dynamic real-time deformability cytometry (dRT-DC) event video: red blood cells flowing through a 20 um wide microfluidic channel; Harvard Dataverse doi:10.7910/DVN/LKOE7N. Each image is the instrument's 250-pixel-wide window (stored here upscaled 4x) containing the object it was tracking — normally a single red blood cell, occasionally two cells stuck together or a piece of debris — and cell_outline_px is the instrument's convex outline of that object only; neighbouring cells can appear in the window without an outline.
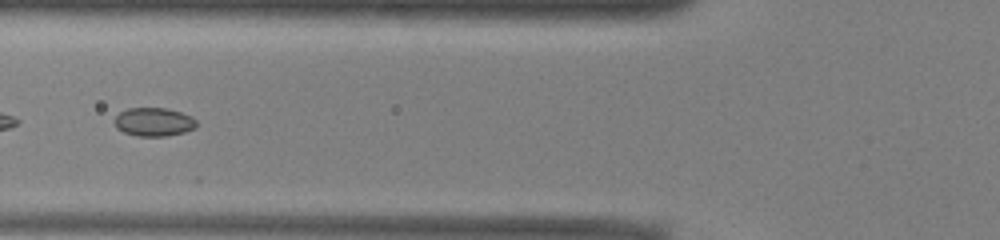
{"species": "common noctule bat (a hibernating species)", "species_latin": "Nyctalus noctula", "temperature_condition": "warm", "stored_images_in_passage": 51, "camera_frame_rate_fps": 3000, "um_per_image_px": 0.085, "animal": {"sex": "male", "body_mass_g": 13.0, "forearm_length_mm": 53.1}, "frame": {"image": 1, "passage_image": 20, "time_ms": 6.333, "image_size_px": [1000, 240], "cell_outline_px": [[196, 128], [184, 132], [164, 136], [136, 136], [124, 132], [116, 128], [116, 116], [120, 112], [128, 108], [168, 108], [192, 116], [196, 120]], "centroid_in_image_um": [13.09, 10.36], "position_along_channel_um": 112.7, "area_um2": 13.58}}
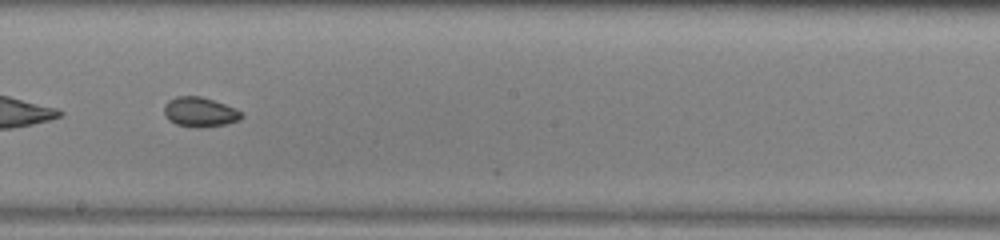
{"frame": {"image": 2, "passage_image": 29, "time_ms": 9.333, "image_size_px": [1000, 240], "cell_outline_px": [[244, 116], [240, 120], [224, 124], [200, 128], [176, 124], [168, 120], [164, 116], [164, 104], [168, 100], [176, 96], [200, 96], [236, 108]], "centroid_in_image_um": [16.96, 9.52], "position_along_channel_um": 231.2, "area_um2": 13.41}}
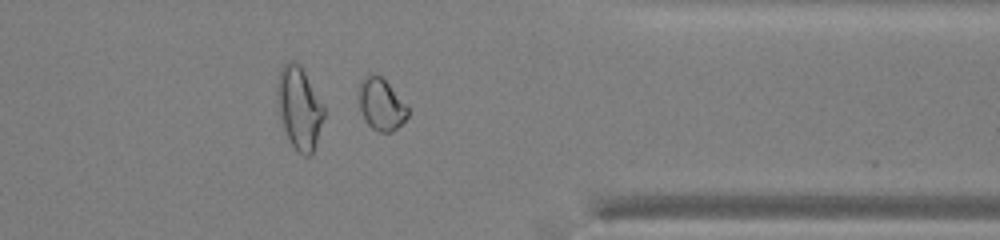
{"frame": {"image": 3, "passage_image": 41, "time_ms": 13.333, "image_size_px": [1000, 240], "cell_outline_px": [[408, 116], [392, 132], [380, 132], [372, 128], [364, 120], [360, 108], [360, 80], [364, 76], [372, 72], [380, 76], [388, 84], [408, 108]], "centroid_in_image_um": [32.38, 8.87], "position_along_channel_um": 379.0, "area_um2": 14.45}, "authors_computed_cell_mechanics": {"area_um2": 14.9124, "velocity_mm_per_s": 3.9581, "shape_relaxation_time_tau1_ms": 4.8676, "shape_relaxation_time_tau2_ms": 3.3963, "deformation_change_tau1": 0.0796, "deformation_change_tau2": 0.056}}